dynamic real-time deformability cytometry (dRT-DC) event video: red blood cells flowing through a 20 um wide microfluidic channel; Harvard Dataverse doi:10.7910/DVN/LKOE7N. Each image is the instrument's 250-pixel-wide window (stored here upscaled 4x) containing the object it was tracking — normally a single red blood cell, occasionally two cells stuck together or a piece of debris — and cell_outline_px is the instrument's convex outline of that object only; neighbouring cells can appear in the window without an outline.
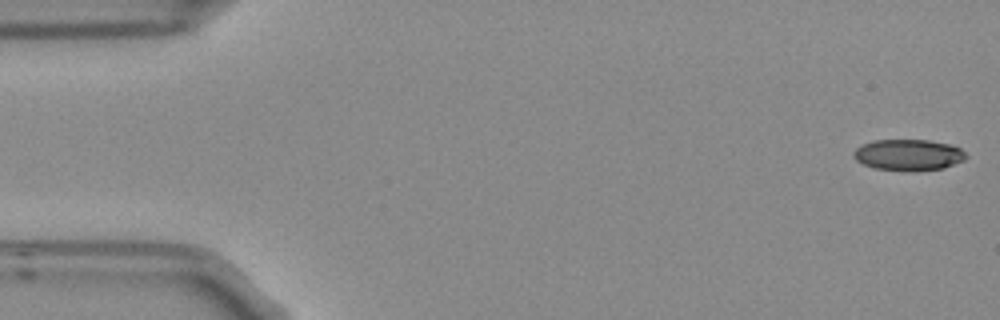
{"species": "Egyptian fruit bat (a non-hibernating species)", "species_latin": "Rousettus aegyptiacus", "temperature_condition": "room temperature", "stored_images_in_passage": 5, "camera_frame_rate_fps": 3000, "um_per_image_px": 0.085, "frame": {"image": 1, "passage_image": 1, "time_ms": 0.0, "image_size_px": [1000, 320], "cell_outline_px": [[968, 156], [964, 160], [944, 168], [916, 172], [904, 172], [872, 168], [856, 160], [852, 156], [852, 152], [856, 148], [872, 140], [928, 140], [948, 144], [960, 148]], "centroid_in_image_um": [77.2, 13.19], "position_along_channel_um": 7.8, "area_um2": 20.81}}
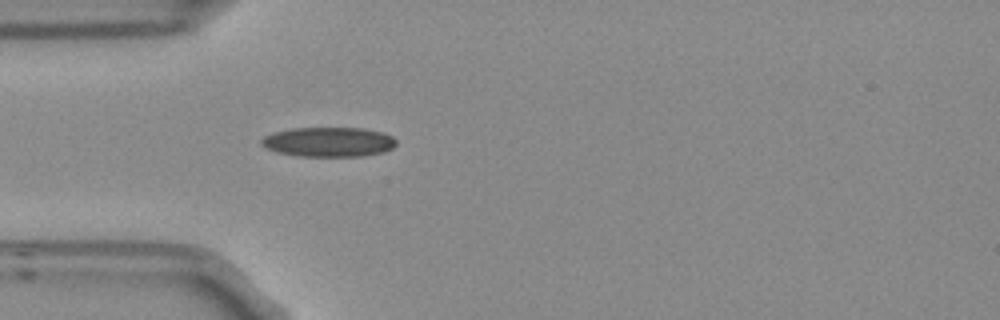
{"frame": {"image": 2, "passage_image": 5, "time_ms": 1.333, "image_size_px": [1000, 320], "cell_outline_px": [[396, 144], [392, 148], [384, 152], [360, 156], [300, 156], [276, 152], [260, 144], [260, 140], [264, 136], [272, 132], [292, 128], [364, 128], [384, 132], [392, 136], [396, 140]], "centroid_in_image_um": [27.94, 12.06], "position_along_channel_um": 57.1, "area_um2": 23.41}}